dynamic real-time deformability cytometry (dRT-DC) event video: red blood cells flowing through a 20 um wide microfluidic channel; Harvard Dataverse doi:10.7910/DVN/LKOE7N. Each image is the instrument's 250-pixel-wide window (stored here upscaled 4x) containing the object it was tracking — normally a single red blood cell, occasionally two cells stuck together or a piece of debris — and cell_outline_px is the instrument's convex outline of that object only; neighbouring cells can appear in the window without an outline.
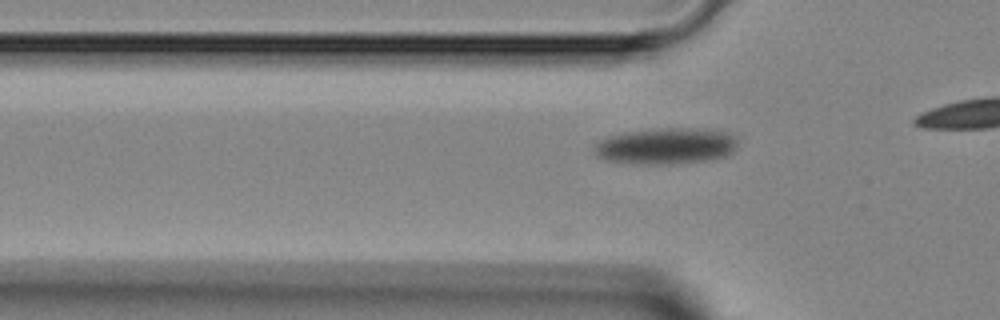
{"species": "Egyptian fruit bat (a non-hibernating species)", "species_latin": "Rousettus aegyptiacus", "temperature_condition": "room temperature", "stored_images_in_passage": 15, "camera_frame_rate_fps": 3000, "um_per_image_px": 0.085, "animal": {"sex": "female"}, "frame": {"image": 1, "passage_image": 9, "time_ms": 2.667, "image_size_px": [1000, 320], "cell_outline_px": [[736, 144], [732, 152], [724, 156], [712, 160], [680, 164], [632, 164], [604, 160], [596, 156], [592, 148], [600, 140], [608, 136], [628, 132], [660, 128], [708, 128], [732, 132], [736, 136]], "centroid_in_image_um": [56.63, 12.42], "position_along_channel_um": 69.2, "area_um2": 30.98}}
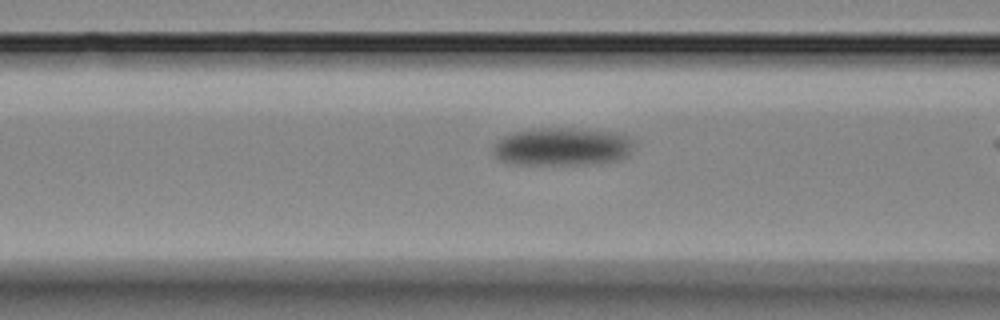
{"frame": {"image": 2, "passage_image": 13, "time_ms": 4.0, "image_size_px": [1000, 320], "cell_outline_px": [[636, 140], [632, 152], [624, 160], [600, 164], [512, 164], [500, 160], [492, 152], [492, 148], [496, 140], [512, 132], [536, 128], [572, 128], [616, 132], [628, 136]], "centroid_in_image_um": [47.86, 12.47], "position_along_channel_um": 118.7, "area_um2": 32.02}}